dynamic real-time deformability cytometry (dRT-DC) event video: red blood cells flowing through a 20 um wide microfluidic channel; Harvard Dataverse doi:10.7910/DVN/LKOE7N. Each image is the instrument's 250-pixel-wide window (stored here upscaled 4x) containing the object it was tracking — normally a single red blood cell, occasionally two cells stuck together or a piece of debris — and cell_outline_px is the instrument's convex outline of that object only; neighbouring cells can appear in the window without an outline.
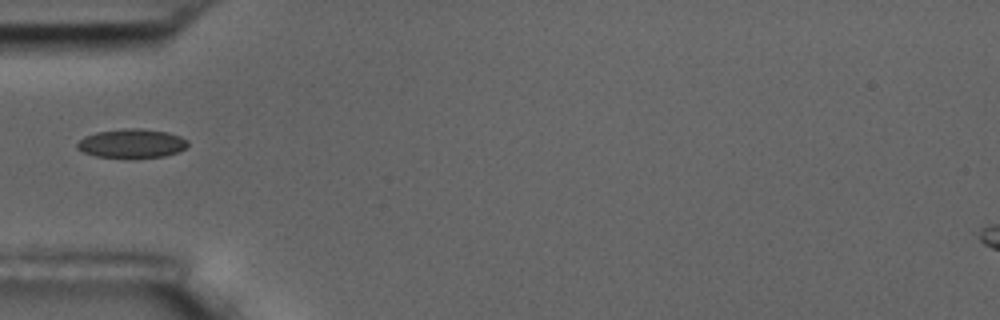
{"species": "common noctule bat (a hibernating species)", "species_latin": "Nyctalus noctula", "temperature_condition": "room temperature", "stored_images_in_passage": 6, "segment_of_instrument_passage": [2, 2], "camera_frame_rate_fps": 3000, "um_per_image_px": 0.085, "animal": {"sex": "male", "body_mass_g": 17.5, "forearm_length_mm": 52.3}, "frame": {"image": 1, "passage_image": 6, "time_ms": 5.667, "image_size_px": [1000, 320], "cell_outline_px": [[188, 144], [184, 148], [176, 152], [164, 156], [96, 156], [84, 152], [76, 148], [76, 144], [84, 136], [96, 132], [124, 128], [140, 128], [168, 132], [180, 136], [188, 140]], "centroid_in_image_um": [11.19, 12.15], "position_along_channel_um": 73.8, "area_um2": 18.21}}